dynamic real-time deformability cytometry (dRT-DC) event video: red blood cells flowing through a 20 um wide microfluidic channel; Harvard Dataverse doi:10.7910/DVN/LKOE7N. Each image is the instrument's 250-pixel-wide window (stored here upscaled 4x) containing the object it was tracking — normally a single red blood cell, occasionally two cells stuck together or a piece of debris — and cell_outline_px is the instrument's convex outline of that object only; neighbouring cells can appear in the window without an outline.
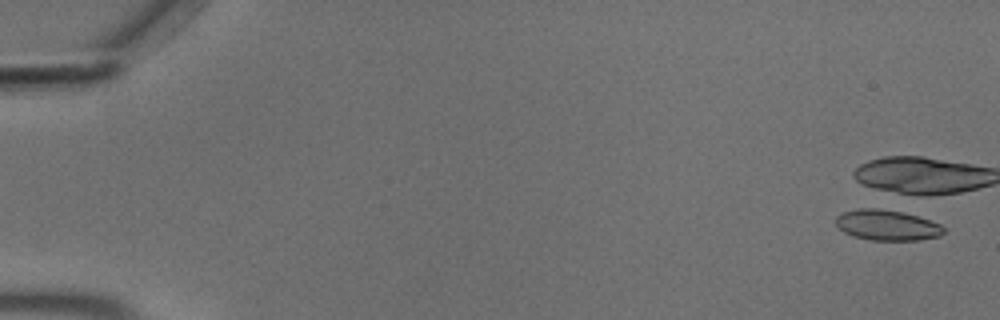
{"species": "common noctule bat (a hibernating species)", "species_latin": "Nyctalus noctula", "temperature_condition": "cold", "stored_images_in_passage": 4, "camera_frame_rate_fps": 3000, "um_per_image_px": 0.085, "animal": {"sex": "male", "body_mass_g": 18.8}, "frame": {"image": 1, "passage_image": 2, "time_ms": 0.333, "image_size_px": [1000, 320], "cell_outline_px": [[944, 232], [940, 236], [920, 240], [868, 240], [852, 236], [844, 232], [836, 224], [836, 216], [844, 212], [856, 208], [896, 208], [940, 224], [944, 228]], "centroid_in_image_um": [75.41, 19.11], "position_along_channel_um": 9.6, "area_um2": 19.65}}